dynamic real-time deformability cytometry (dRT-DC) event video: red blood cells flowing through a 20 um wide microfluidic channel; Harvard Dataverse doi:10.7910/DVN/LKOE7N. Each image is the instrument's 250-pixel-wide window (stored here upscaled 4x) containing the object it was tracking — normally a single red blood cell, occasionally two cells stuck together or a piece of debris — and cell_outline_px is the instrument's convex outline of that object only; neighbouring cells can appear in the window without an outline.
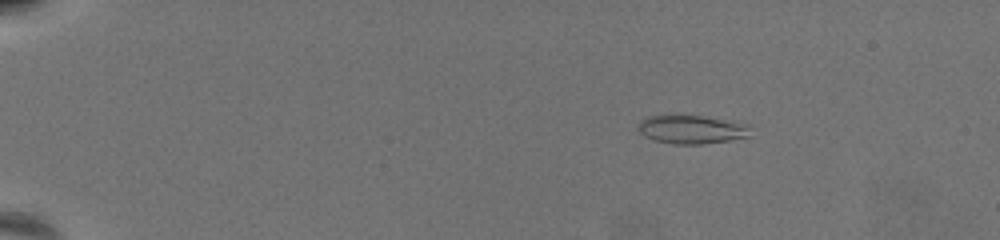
{"species": "common noctule bat (a hibernating species)", "species_latin": "Nyctalus noctula", "temperature_condition": "warm", "stored_images_in_passage": 54, "camera_frame_rate_fps": 3000, "um_per_image_px": 0.085, "animal": {"sex": "female", "body_mass_g": 19.5, "forearm_length_mm": 54.1}, "frame": {"image": 1, "passage_image": 5, "time_ms": 1.333, "image_size_px": [1000, 240], "cell_outline_px": [[748, 136], [728, 140], [700, 144], [672, 144], [656, 140], [644, 136], [636, 128], [640, 120], [648, 116], [700, 116], [744, 124], [748, 128]], "centroid_in_image_um": [58.67, 11.01], "position_along_channel_um": 26.3, "area_um2": 18.03}}
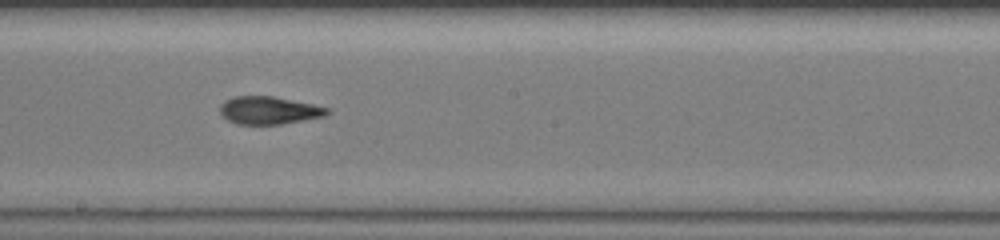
{"frame": {"image": 2, "passage_image": 31, "time_ms": 10.0, "image_size_px": [1000, 240], "cell_outline_px": [[332, 112], [324, 116], [304, 120], [280, 124], [236, 124], [228, 120], [220, 112], [220, 104], [224, 100], [236, 96], [272, 96], [312, 104], [328, 108]], "centroid_in_image_um": [22.85, 9.38], "position_along_channel_um": 225.3, "area_um2": 17.22}}
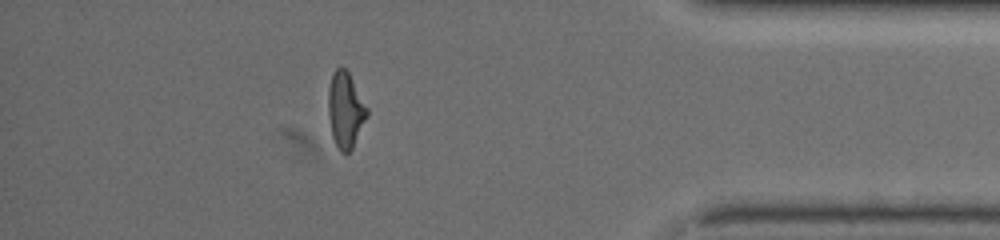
{"frame": {"image": 3, "passage_image": 48, "time_ms": 15.667, "image_size_px": [1000, 240], "cell_outline_px": [[368, 116], [352, 148], [348, 152], [340, 152], [336, 148], [332, 136], [328, 112], [328, 88], [332, 72], [336, 68], [344, 68], [348, 72], [368, 108]], "centroid_in_image_um": [29.35, 9.36], "position_along_channel_um": 405.9, "area_um2": 17.11}, "authors_computed_cell_mechanics": {"area_um2": 17.2533, "velocity_mm_per_s": 3.6882, "shape_relaxation_time_tau1_ms": null, "shape_relaxation_time_tau2_ms": 1.6329, "deformation_change_tau1": null, "deformation_change_tau2": 0.0879}}